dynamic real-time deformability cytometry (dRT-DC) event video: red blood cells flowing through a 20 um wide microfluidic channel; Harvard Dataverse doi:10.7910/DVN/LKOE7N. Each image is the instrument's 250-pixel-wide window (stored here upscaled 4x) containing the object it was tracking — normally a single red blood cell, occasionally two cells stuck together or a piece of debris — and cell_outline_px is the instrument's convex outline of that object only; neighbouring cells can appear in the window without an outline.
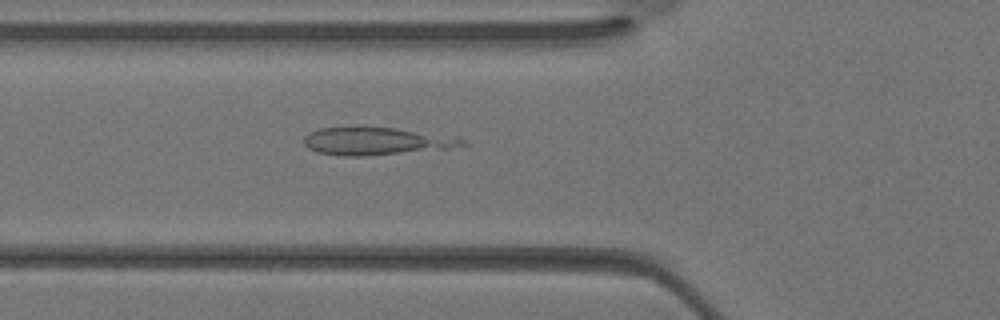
{"species": "Egyptian fruit bat (a non-hibernating species)", "species_latin": "Rousettus aegyptiacus", "temperature_condition": "warm", "stored_images_in_passage": 29, "camera_frame_rate_fps": 3000, "um_per_image_px": 0.085, "animal": {"sex": "female"}, "frame": {"image": 1, "passage_image": 7, "time_ms": 2.0, "image_size_px": [1000, 320], "cell_outline_px": [[468, 144], [448, 148], [364, 156], [340, 156], [316, 152], [308, 148], [304, 144], [304, 136], [308, 132], [320, 128], [356, 124], [396, 128], [460, 136]], "centroid_in_image_um": [31.93, 11.95], "position_along_channel_um": 93.9, "area_um2": 26.53}}
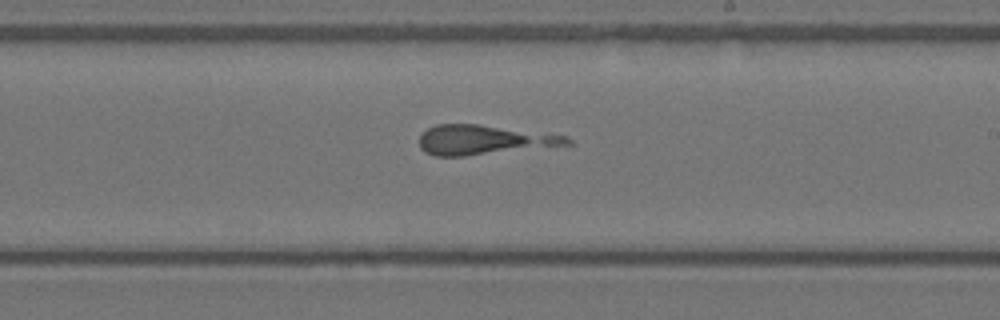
{"frame": {"image": 2, "passage_image": 15, "time_ms": 4.667, "image_size_px": [1000, 320], "cell_outline_px": [[572, 144], [464, 156], [436, 156], [424, 152], [420, 148], [420, 136], [428, 128], [436, 124], [476, 124], [568, 136], [572, 140]], "centroid_in_image_um": [41.09, 11.89], "position_along_channel_um": 247.9, "area_um2": 25.14}}
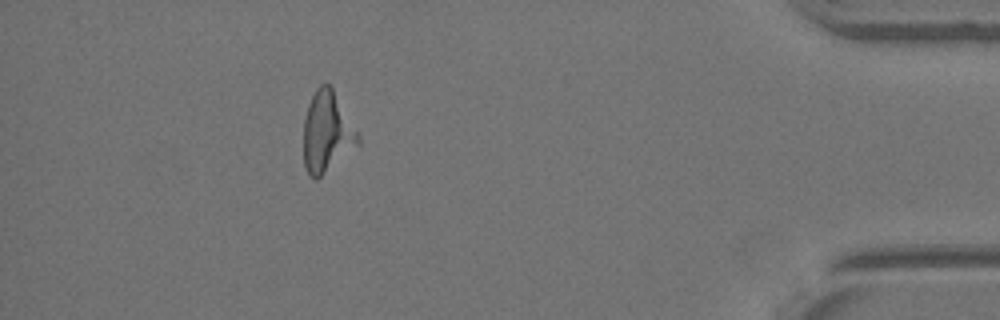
{"frame": {"image": 3, "passage_image": 26, "time_ms": 8.333, "image_size_px": [1000, 320], "cell_outline_px": [[360, 144], [316, 180], [308, 176], [304, 168], [304, 116], [308, 104], [316, 88], [320, 84], [328, 84], [332, 88], [360, 136]], "centroid_in_image_um": [27.77, 11.26], "position_along_channel_um": 407.4, "area_um2": 25.55}}